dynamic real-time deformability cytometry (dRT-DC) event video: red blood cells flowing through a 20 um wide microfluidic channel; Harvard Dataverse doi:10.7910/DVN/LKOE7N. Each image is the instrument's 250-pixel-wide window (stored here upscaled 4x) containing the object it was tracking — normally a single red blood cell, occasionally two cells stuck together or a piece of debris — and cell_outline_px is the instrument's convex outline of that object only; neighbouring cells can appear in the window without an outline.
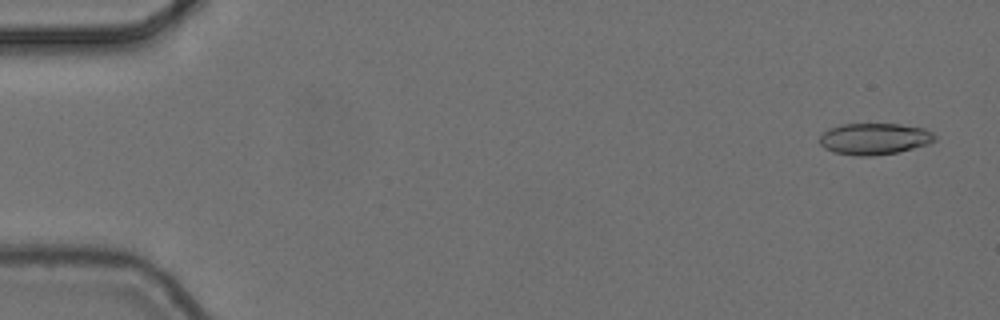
{"species": "common noctule bat (a hibernating species)", "species_latin": "Nyctalus noctula", "temperature_condition": "cold", "stored_images_in_passage": 3, "camera_frame_rate_fps": 3000, "um_per_image_px": 0.085, "animal": {"sex": "female", "body_mass_g": 24.6, "forearm_length_mm": 56.2}, "frame": {"image": 1, "passage_image": 1, "time_ms": 0.0, "image_size_px": [1000, 320], "cell_outline_px": [[936, 140], [928, 144], [896, 152], [872, 156], [856, 156], [832, 152], [824, 148], [820, 144], [820, 136], [828, 128], [840, 124], [900, 124], [924, 128], [932, 132], [936, 136]], "centroid_in_image_um": [74.3, 11.8], "position_along_channel_um": 10.7, "area_um2": 21.21}}